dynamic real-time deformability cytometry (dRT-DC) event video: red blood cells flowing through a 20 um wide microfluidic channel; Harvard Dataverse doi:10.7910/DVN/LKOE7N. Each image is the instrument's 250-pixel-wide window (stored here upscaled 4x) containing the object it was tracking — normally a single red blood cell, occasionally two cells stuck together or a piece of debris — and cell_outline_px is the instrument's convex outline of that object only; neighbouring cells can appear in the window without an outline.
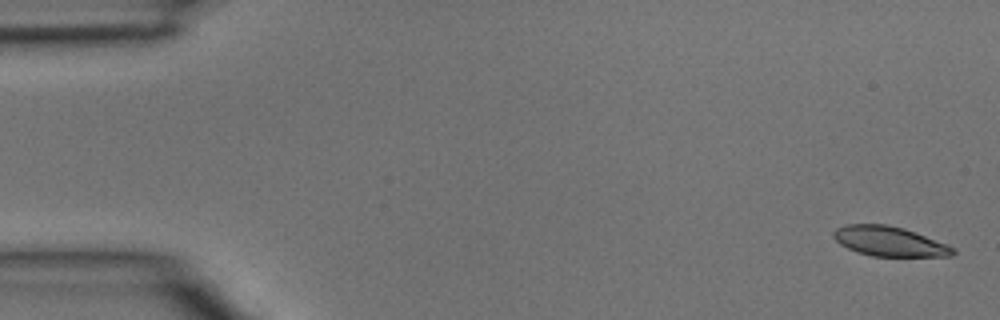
{"species": "common noctule bat (a hibernating species)", "species_latin": "Nyctalus noctula", "temperature_condition": "room temperature", "stored_images_in_passage": 3, "camera_frame_rate_fps": 3000, "um_per_image_px": 0.085, "animal": {"sex": "male", "body_mass_g": 15.6}, "frame": {"image": 1, "passage_image": 1, "time_ms": 0.0, "image_size_px": [1000, 320], "cell_outline_px": [[956, 252], [952, 256], [872, 256], [856, 252], [840, 244], [832, 236], [832, 232], [836, 228], [848, 224], [888, 224], [904, 228], [956, 248]], "centroid_in_image_um": [75.57, 20.51], "position_along_channel_um": 9.4, "area_um2": 20.69}}
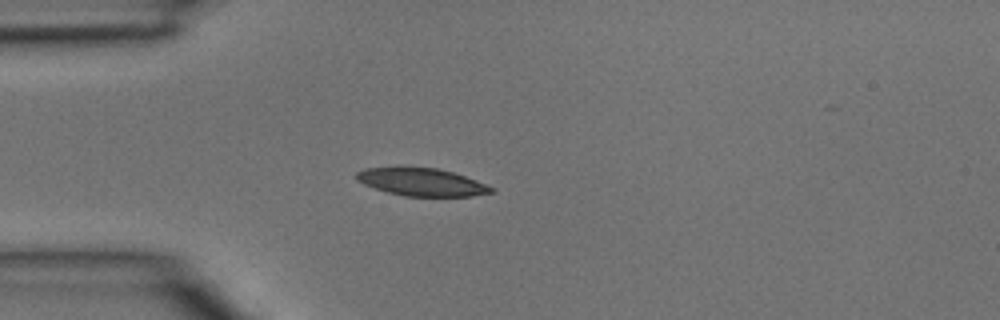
{"frame": {"image": 2, "passage_image": 3, "time_ms": 0.667, "image_size_px": [1000, 320], "cell_outline_px": [[496, 192], [472, 196], [404, 196], [388, 192], [364, 184], [356, 180], [356, 172], [364, 168], [396, 164], [436, 168], [452, 172], [476, 180], [496, 188]], "centroid_in_image_um": [35.8, 15.43], "position_along_channel_um": 49.2, "area_um2": 22.54}}